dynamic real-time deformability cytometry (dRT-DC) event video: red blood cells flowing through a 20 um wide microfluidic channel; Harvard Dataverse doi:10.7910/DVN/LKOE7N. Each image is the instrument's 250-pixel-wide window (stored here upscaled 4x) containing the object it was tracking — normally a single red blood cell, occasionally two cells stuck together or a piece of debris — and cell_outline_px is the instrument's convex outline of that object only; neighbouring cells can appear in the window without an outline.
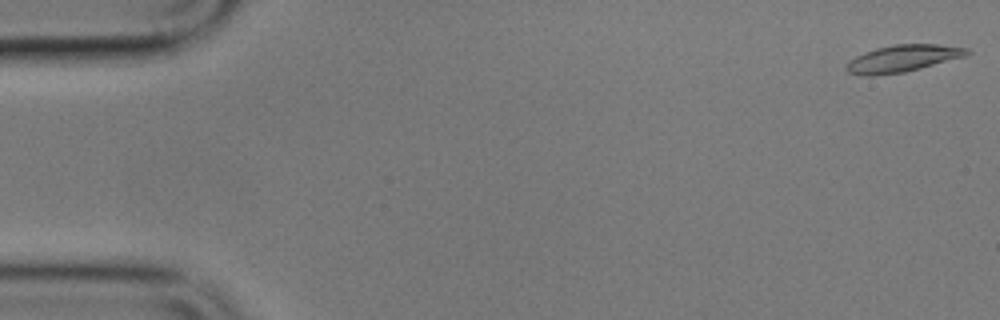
{"species": "common noctule bat (a hibernating species)", "species_latin": "Nyctalus noctula", "temperature_condition": "cold", "stored_images_in_passage": 6, "camera_frame_rate_fps": 3000, "um_per_image_px": 0.085, "animal": {"sex": "male", "body_mass_g": 17.9}, "frame": {"image": 1, "passage_image": 1, "time_ms": 0.0, "image_size_px": [1000, 320], "cell_outline_px": [[972, 52], [964, 56], [920, 68], [904, 72], [872, 76], [860, 76], [848, 72], [844, 68], [856, 56], [876, 48], [892, 44], [936, 44], [968, 48]], "centroid_in_image_um": [76.71, 4.97], "position_along_channel_um": 8.3, "area_um2": 18.79}}